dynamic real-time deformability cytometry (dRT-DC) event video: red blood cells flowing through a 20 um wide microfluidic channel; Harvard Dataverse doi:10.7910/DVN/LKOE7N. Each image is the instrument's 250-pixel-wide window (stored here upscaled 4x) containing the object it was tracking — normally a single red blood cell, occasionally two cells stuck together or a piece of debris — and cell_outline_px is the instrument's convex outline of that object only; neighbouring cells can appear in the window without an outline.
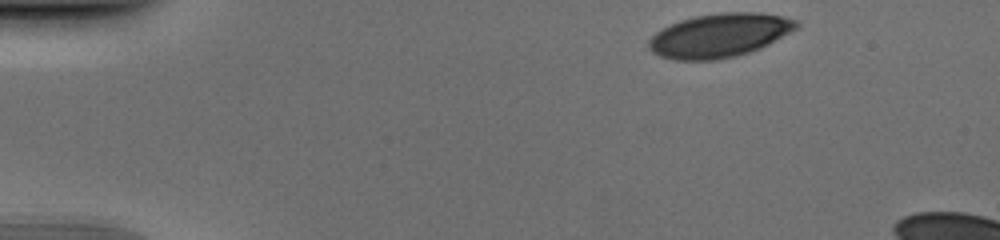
{"species": "human", "species_latin": "Homo sapiens", "temperature_condition": "cold", "stored_images_in_passage": 11, "camera_frame_rate_fps": 3000, "um_per_image_px": 0.085, "donor": {"sex": "male"}, "frame": {"image": 1, "passage_image": 1, "time_ms": 0.0, "image_size_px": [1000, 240], "cell_outline_px": [[800, 24], [796, 28], [768, 44], [760, 48], [736, 56], [720, 60], [672, 60], [660, 56], [652, 52], [648, 48], [648, 40], [656, 32], [680, 20], [696, 16], [720, 12], [756, 12], [780, 16], [796, 20]], "centroid_in_image_um": [61.12, 3.02], "position_along_channel_um": 23.9, "area_um2": 37.45}}